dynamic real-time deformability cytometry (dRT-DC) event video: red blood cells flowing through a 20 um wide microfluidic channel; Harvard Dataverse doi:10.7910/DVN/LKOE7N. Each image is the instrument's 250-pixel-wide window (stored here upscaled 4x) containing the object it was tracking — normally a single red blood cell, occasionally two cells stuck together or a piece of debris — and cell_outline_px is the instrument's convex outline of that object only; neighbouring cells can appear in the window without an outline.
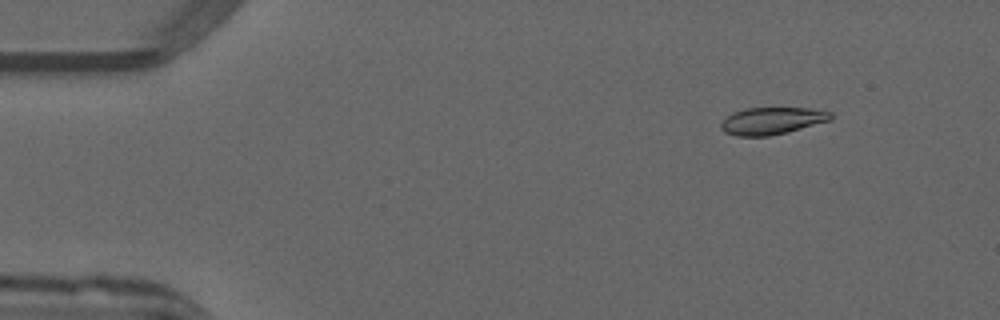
{"species": "common noctule bat (a hibernating species)", "species_latin": "Nyctalus noctula", "temperature_condition": "warm", "stored_images_in_passage": 13, "camera_frame_rate_fps": 3000, "um_per_image_px": 0.085, "animal": {"sex": "male", "forearm_length_mm": 52.5}, "frame": {"image": 1, "passage_image": 4, "time_ms": 1.0, "image_size_px": [1000, 320], "cell_outline_px": [[832, 120], [788, 132], [768, 136], [736, 136], [724, 132], [720, 128], [720, 124], [732, 112], [744, 108], [808, 108], [832, 112]], "centroid_in_image_um": [65.61, 10.27], "position_along_channel_um": 19.4, "area_um2": 17.46}}